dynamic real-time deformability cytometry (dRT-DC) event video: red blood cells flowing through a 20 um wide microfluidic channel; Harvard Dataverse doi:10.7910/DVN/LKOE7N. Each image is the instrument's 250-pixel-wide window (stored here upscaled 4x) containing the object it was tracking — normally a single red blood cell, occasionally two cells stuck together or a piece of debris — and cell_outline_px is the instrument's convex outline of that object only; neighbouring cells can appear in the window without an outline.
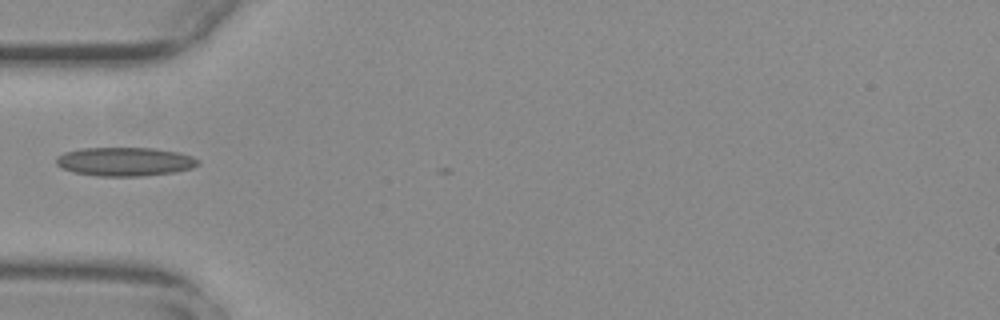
{"species": "common noctule bat (a hibernating species)", "species_latin": "Nyctalus noctula", "temperature_condition": "warm", "stored_images_in_passage": 2, "camera_frame_rate_fps": 3000, "um_per_image_px": 0.085, "animal": {"sex": "female", "body_mass_g": 29.2, "forearm_length_mm": 56.3}, "frame": {"image": 1, "passage_image": 1, "time_ms": 0.0, "image_size_px": [1000, 320], "cell_outline_px": [[200, 164], [192, 168], [172, 172], [140, 176], [100, 176], [72, 172], [60, 168], [56, 164], [56, 156], [64, 152], [80, 148], [152, 148], [176, 152], [192, 156], [200, 160]], "centroid_in_image_um": [10.57, 13.73], "position_along_channel_um": 74.4, "area_um2": 23.81}}